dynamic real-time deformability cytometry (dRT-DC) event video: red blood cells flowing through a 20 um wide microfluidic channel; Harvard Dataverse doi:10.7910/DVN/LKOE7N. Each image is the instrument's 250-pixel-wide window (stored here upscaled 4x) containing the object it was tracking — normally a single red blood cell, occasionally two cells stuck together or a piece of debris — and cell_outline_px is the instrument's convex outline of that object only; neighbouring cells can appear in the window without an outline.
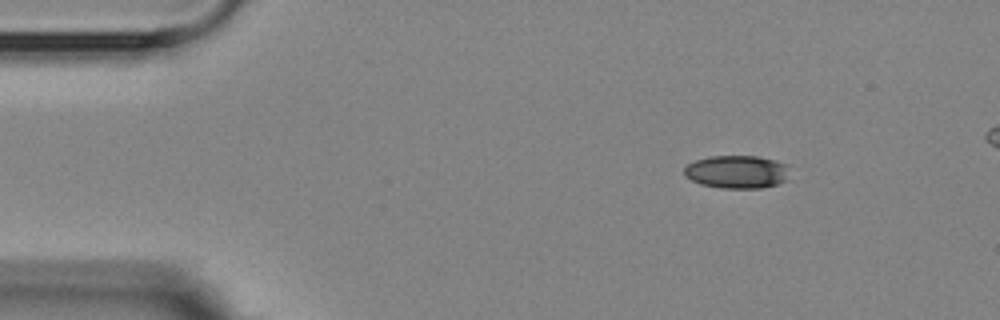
{"species": "Egyptian fruit bat (a non-hibernating species)", "species_latin": "Rousettus aegyptiacus", "temperature_condition": "room temperature", "stored_images_in_passage": 4, "camera_frame_rate_fps": 3000, "um_per_image_px": 0.085, "animal": {"sex": "female"}, "frame": {"image": 1, "passage_image": 1, "time_ms": 0.0, "image_size_px": [1000, 320], "cell_outline_px": [[788, 164], [784, 180], [780, 184], [760, 188], [720, 188], [700, 184], [684, 176], [684, 168], [688, 164], [696, 160], [712, 156], [756, 156]], "centroid_in_image_um": [62.59, 14.61], "position_along_channel_um": 22.4, "area_um2": 20.11}}